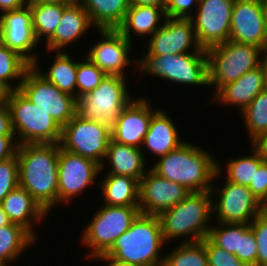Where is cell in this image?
<instances>
[{
    "instance_id": "1",
    "label": "cell",
    "mask_w": 267,
    "mask_h": 266,
    "mask_svg": "<svg viewBox=\"0 0 267 266\" xmlns=\"http://www.w3.org/2000/svg\"><path fill=\"white\" fill-rule=\"evenodd\" d=\"M60 144L18 146L19 186L49 214L58 204V159Z\"/></svg>"
},
{
    "instance_id": "2",
    "label": "cell",
    "mask_w": 267,
    "mask_h": 266,
    "mask_svg": "<svg viewBox=\"0 0 267 266\" xmlns=\"http://www.w3.org/2000/svg\"><path fill=\"white\" fill-rule=\"evenodd\" d=\"M158 159L149 168L160 177L180 184L190 192L211 191L213 181L220 178V160H216L214 154L198 144L186 141Z\"/></svg>"
},
{
    "instance_id": "3",
    "label": "cell",
    "mask_w": 267,
    "mask_h": 266,
    "mask_svg": "<svg viewBox=\"0 0 267 266\" xmlns=\"http://www.w3.org/2000/svg\"><path fill=\"white\" fill-rule=\"evenodd\" d=\"M163 245L159 217L140 213L104 256L130 266H162Z\"/></svg>"
},
{
    "instance_id": "4",
    "label": "cell",
    "mask_w": 267,
    "mask_h": 266,
    "mask_svg": "<svg viewBox=\"0 0 267 266\" xmlns=\"http://www.w3.org/2000/svg\"><path fill=\"white\" fill-rule=\"evenodd\" d=\"M212 200L211 191L191 192L177 205L161 213L158 217L165 243L179 238H185L182 243L206 238L213 224Z\"/></svg>"
},
{
    "instance_id": "5",
    "label": "cell",
    "mask_w": 267,
    "mask_h": 266,
    "mask_svg": "<svg viewBox=\"0 0 267 266\" xmlns=\"http://www.w3.org/2000/svg\"><path fill=\"white\" fill-rule=\"evenodd\" d=\"M137 68L142 75L155 76L176 85L209 87L207 50L179 55H141Z\"/></svg>"
},
{
    "instance_id": "6",
    "label": "cell",
    "mask_w": 267,
    "mask_h": 266,
    "mask_svg": "<svg viewBox=\"0 0 267 266\" xmlns=\"http://www.w3.org/2000/svg\"><path fill=\"white\" fill-rule=\"evenodd\" d=\"M265 51L254 44L231 40L207 49L209 88L213 96L226 84L235 82L249 70L261 65Z\"/></svg>"
},
{
    "instance_id": "7",
    "label": "cell",
    "mask_w": 267,
    "mask_h": 266,
    "mask_svg": "<svg viewBox=\"0 0 267 266\" xmlns=\"http://www.w3.org/2000/svg\"><path fill=\"white\" fill-rule=\"evenodd\" d=\"M139 214V206L104 204L99 207L81 233V243L89 249L84 259L92 261L104 255L116 239L130 228Z\"/></svg>"
},
{
    "instance_id": "8",
    "label": "cell",
    "mask_w": 267,
    "mask_h": 266,
    "mask_svg": "<svg viewBox=\"0 0 267 266\" xmlns=\"http://www.w3.org/2000/svg\"><path fill=\"white\" fill-rule=\"evenodd\" d=\"M8 107L19 145L60 143L62 126L19 90L12 91Z\"/></svg>"
},
{
    "instance_id": "9",
    "label": "cell",
    "mask_w": 267,
    "mask_h": 266,
    "mask_svg": "<svg viewBox=\"0 0 267 266\" xmlns=\"http://www.w3.org/2000/svg\"><path fill=\"white\" fill-rule=\"evenodd\" d=\"M126 81L120 75H107L94 90L77 99L76 114L83 120L112 127L133 98Z\"/></svg>"
},
{
    "instance_id": "10",
    "label": "cell",
    "mask_w": 267,
    "mask_h": 266,
    "mask_svg": "<svg viewBox=\"0 0 267 266\" xmlns=\"http://www.w3.org/2000/svg\"><path fill=\"white\" fill-rule=\"evenodd\" d=\"M18 90L62 127L76 115L77 98L60 91L41 76L33 66L25 72Z\"/></svg>"
},
{
    "instance_id": "11",
    "label": "cell",
    "mask_w": 267,
    "mask_h": 266,
    "mask_svg": "<svg viewBox=\"0 0 267 266\" xmlns=\"http://www.w3.org/2000/svg\"><path fill=\"white\" fill-rule=\"evenodd\" d=\"M215 183L212 184L211 194L216 222L250 224L262 212V204L248 186L230 182L226 178L220 187Z\"/></svg>"
},
{
    "instance_id": "12",
    "label": "cell",
    "mask_w": 267,
    "mask_h": 266,
    "mask_svg": "<svg viewBox=\"0 0 267 266\" xmlns=\"http://www.w3.org/2000/svg\"><path fill=\"white\" fill-rule=\"evenodd\" d=\"M112 139L111 127L88 120L77 114L62 127L60 147L66 151L90 158L100 165Z\"/></svg>"
},
{
    "instance_id": "13",
    "label": "cell",
    "mask_w": 267,
    "mask_h": 266,
    "mask_svg": "<svg viewBox=\"0 0 267 266\" xmlns=\"http://www.w3.org/2000/svg\"><path fill=\"white\" fill-rule=\"evenodd\" d=\"M101 173L96 161L76 155L60 147L58 159V204L69 205L86 188L95 185Z\"/></svg>"
},
{
    "instance_id": "14",
    "label": "cell",
    "mask_w": 267,
    "mask_h": 266,
    "mask_svg": "<svg viewBox=\"0 0 267 266\" xmlns=\"http://www.w3.org/2000/svg\"><path fill=\"white\" fill-rule=\"evenodd\" d=\"M235 0H199L193 22L197 40L203 49L229 40ZM197 11V12H196Z\"/></svg>"
},
{
    "instance_id": "15",
    "label": "cell",
    "mask_w": 267,
    "mask_h": 266,
    "mask_svg": "<svg viewBox=\"0 0 267 266\" xmlns=\"http://www.w3.org/2000/svg\"><path fill=\"white\" fill-rule=\"evenodd\" d=\"M149 38L147 45H144L143 50L146 49V52L143 51V55H179L200 53L203 50L191 19L167 17L164 24Z\"/></svg>"
},
{
    "instance_id": "16",
    "label": "cell",
    "mask_w": 267,
    "mask_h": 266,
    "mask_svg": "<svg viewBox=\"0 0 267 266\" xmlns=\"http://www.w3.org/2000/svg\"><path fill=\"white\" fill-rule=\"evenodd\" d=\"M97 31L100 39L85 56L107 75L127 77L125 68L131 64L137 67V60L133 59L132 63V59L129 58L133 42L127 40L117 29H97Z\"/></svg>"
},
{
    "instance_id": "17",
    "label": "cell",
    "mask_w": 267,
    "mask_h": 266,
    "mask_svg": "<svg viewBox=\"0 0 267 266\" xmlns=\"http://www.w3.org/2000/svg\"><path fill=\"white\" fill-rule=\"evenodd\" d=\"M229 40L254 44L267 52L264 0H235Z\"/></svg>"
},
{
    "instance_id": "18",
    "label": "cell",
    "mask_w": 267,
    "mask_h": 266,
    "mask_svg": "<svg viewBox=\"0 0 267 266\" xmlns=\"http://www.w3.org/2000/svg\"><path fill=\"white\" fill-rule=\"evenodd\" d=\"M0 42L18 52L31 65H39L40 57L35 50L39 43L33 32L32 14L28 4L21 9L5 11L0 15Z\"/></svg>"
},
{
    "instance_id": "19",
    "label": "cell",
    "mask_w": 267,
    "mask_h": 266,
    "mask_svg": "<svg viewBox=\"0 0 267 266\" xmlns=\"http://www.w3.org/2000/svg\"><path fill=\"white\" fill-rule=\"evenodd\" d=\"M190 193L184 186L160 177L149 168L140 180V213L159 216L177 205Z\"/></svg>"
},
{
    "instance_id": "20",
    "label": "cell",
    "mask_w": 267,
    "mask_h": 266,
    "mask_svg": "<svg viewBox=\"0 0 267 266\" xmlns=\"http://www.w3.org/2000/svg\"><path fill=\"white\" fill-rule=\"evenodd\" d=\"M147 99L144 96L134 97L122 110L116 123L111 127L113 141L137 148L142 147L152 115L158 110V108L154 110L149 98Z\"/></svg>"
},
{
    "instance_id": "21",
    "label": "cell",
    "mask_w": 267,
    "mask_h": 266,
    "mask_svg": "<svg viewBox=\"0 0 267 266\" xmlns=\"http://www.w3.org/2000/svg\"><path fill=\"white\" fill-rule=\"evenodd\" d=\"M94 27L88 13L77 1L69 4L63 11L61 21L54 34L46 41L47 54L63 50L71 43L77 42Z\"/></svg>"
},
{
    "instance_id": "22",
    "label": "cell",
    "mask_w": 267,
    "mask_h": 266,
    "mask_svg": "<svg viewBox=\"0 0 267 266\" xmlns=\"http://www.w3.org/2000/svg\"><path fill=\"white\" fill-rule=\"evenodd\" d=\"M264 71L262 65L249 70L235 82L223 86L212 98L224 106H234L239 114L249 103L265 89Z\"/></svg>"
},
{
    "instance_id": "23",
    "label": "cell",
    "mask_w": 267,
    "mask_h": 266,
    "mask_svg": "<svg viewBox=\"0 0 267 266\" xmlns=\"http://www.w3.org/2000/svg\"><path fill=\"white\" fill-rule=\"evenodd\" d=\"M0 203L11 223L24 227L38 238L34 227L49 214L24 188L16 187Z\"/></svg>"
},
{
    "instance_id": "24",
    "label": "cell",
    "mask_w": 267,
    "mask_h": 266,
    "mask_svg": "<svg viewBox=\"0 0 267 266\" xmlns=\"http://www.w3.org/2000/svg\"><path fill=\"white\" fill-rule=\"evenodd\" d=\"M144 151L130 145H124L110 140L105 159L101 164V172L106 168L105 174H118L133 177L139 182L146 174L147 158ZM108 163V165H107Z\"/></svg>"
},
{
    "instance_id": "25",
    "label": "cell",
    "mask_w": 267,
    "mask_h": 266,
    "mask_svg": "<svg viewBox=\"0 0 267 266\" xmlns=\"http://www.w3.org/2000/svg\"><path fill=\"white\" fill-rule=\"evenodd\" d=\"M163 109H158L150 120L141 150H148L157 158L180 147L184 141L177 126Z\"/></svg>"
},
{
    "instance_id": "26",
    "label": "cell",
    "mask_w": 267,
    "mask_h": 266,
    "mask_svg": "<svg viewBox=\"0 0 267 266\" xmlns=\"http://www.w3.org/2000/svg\"><path fill=\"white\" fill-rule=\"evenodd\" d=\"M166 18L165 7L130 4L124 21L117 30L132 42L133 35L141 38L152 36Z\"/></svg>"
},
{
    "instance_id": "27",
    "label": "cell",
    "mask_w": 267,
    "mask_h": 266,
    "mask_svg": "<svg viewBox=\"0 0 267 266\" xmlns=\"http://www.w3.org/2000/svg\"><path fill=\"white\" fill-rule=\"evenodd\" d=\"M97 183L103 204L109 206H139L140 182L130 176L105 174Z\"/></svg>"
},
{
    "instance_id": "28",
    "label": "cell",
    "mask_w": 267,
    "mask_h": 266,
    "mask_svg": "<svg viewBox=\"0 0 267 266\" xmlns=\"http://www.w3.org/2000/svg\"><path fill=\"white\" fill-rule=\"evenodd\" d=\"M97 29H117L124 21L130 0H77Z\"/></svg>"
},
{
    "instance_id": "29",
    "label": "cell",
    "mask_w": 267,
    "mask_h": 266,
    "mask_svg": "<svg viewBox=\"0 0 267 266\" xmlns=\"http://www.w3.org/2000/svg\"><path fill=\"white\" fill-rule=\"evenodd\" d=\"M53 53L56 56H54L53 62L46 73L38 66V64H33L32 66L41 76L48 82L54 84L60 91L77 98L76 80L78 60L76 61V59L71 56V52L56 51V53Z\"/></svg>"
},
{
    "instance_id": "30",
    "label": "cell",
    "mask_w": 267,
    "mask_h": 266,
    "mask_svg": "<svg viewBox=\"0 0 267 266\" xmlns=\"http://www.w3.org/2000/svg\"><path fill=\"white\" fill-rule=\"evenodd\" d=\"M36 238L24 227L10 223L0 227V266L17 261L22 252L35 244ZM19 257V258H18Z\"/></svg>"
},
{
    "instance_id": "31",
    "label": "cell",
    "mask_w": 267,
    "mask_h": 266,
    "mask_svg": "<svg viewBox=\"0 0 267 266\" xmlns=\"http://www.w3.org/2000/svg\"><path fill=\"white\" fill-rule=\"evenodd\" d=\"M28 5L32 14V28L35 38L40 44L45 37L46 42L54 34L61 21L63 11L69 4L28 2Z\"/></svg>"
},
{
    "instance_id": "32",
    "label": "cell",
    "mask_w": 267,
    "mask_h": 266,
    "mask_svg": "<svg viewBox=\"0 0 267 266\" xmlns=\"http://www.w3.org/2000/svg\"><path fill=\"white\" fill-rule=\"evenodd\" d=\"M249 155H239V157L232 158L226 161L224 167L218 162V170L220 174H224L225 178L233 183L249 186L253 177L257 172L258 167L264 162L260 157L259 152L250 144ZM223 169V170H222ZM223 173H222V172Z\"/></svg>"
},
{
    "instance_id": "33",
    "label": "cell",
    "mask_w": 267,
    "mask_h": 266,
    "mask_svg": "<svg viewBox=\"0 0 267 266\" xmlns=\"http://www.w3.org/2000/svg\"><path fill=\"white\" fill-rule=\"evenodd\" d=\"M31 66L18 52L0 42V82L7 84L12 90H18L25 72Z\"/></svg>"
},
{
    "instance_id": "34",
    "label": "cell",
    "mask_w": 267,
    "mask_h": 266,
    "mask_svg": "<svg viewBox=\"0 0 267 266\" xmlns=\"http://www.w3.org/2000/svg\"><path fill=\"white\" fill-rule=\"evenodd\" d=\"M252 143L260 135L267 133V90L260 92L240 113Z\"/></svg>"
},
{
    "instance_id": "35",
    "label": "cell",
    "mask_w": 267,
    "mask_h": 266,
    "mask_svg": "<svg viewBox=\"0 0 267 266\" xmlns=\"http://www.w3.org/2000/svg\"><path fill=\"white\" fill-rule=\"evenodd\" d=\"M180 243L164 254L162 266H208L205 246L201 241Z\"/></svg>"
},
{
    "instance_id": "36",
    "label": "cell",
    "mask_w": 267,
    "mask_h": 266,
    "mask_svg": "<svg viewBox=\"0 0 267 266\" xmlns=\"http://www.w3.org/2000/svg\"><path fill=\"white\" fill-rule=\"evenodd\" d=\"M210 227L207 238L228 253L236 254L240 244V223H219Z\"/></svg>"
},
{
    "instance_id": "37",
    "label": "cell",
    "mask_w": 267,
    "mask_h": 266,
    "mask_svg": "<svg viewBox=\"0 0 267 266\" xmlns=\"http://www.w3.org/2000/svg\"><path fill=\"white\" fill-rule=\"evenodd\" d=\"M85 60L78 61L77 66V99L94 90L107 76L86 56Z\"/></svg>"
},
{
    "instance_id": "38",
    "label": "cell",
    "mask_w": 267,
    "mask_h": 266,
    "mask_svg": "<svg viewBox=\"0 0 267 266\" xmlns=\"http://www.w3.org/2000/svg\"><path fill=\"white\" fill-rule=\"evenodd\" d=\"M19 186V165L17 154L0 161V202L16 187Z\"/></svg>"
},
{
    "instance_id": "39",
    "label": "cell",
    "mask_w": 267,
    "mask_h": 266,
    "mask_svg": "<svg viewBox=\"0 0 267 266\" xmlns=\"http://www.w3.org/2000/svg\"><path fill=\"white\" fill-rule=\"evenodd\" d=\"M235 255L247 266H256L257 244L250 224L240 223L239 251H236Z\"/></svg>"
},
{
    "instance_id": "40",
    "label": "cell",
    "mask_w": 267,
    "mask_h": 266,
    "mask_svg": "<svg viewBox=\"0 0 267 266\" xmlns=\"http://www.w3.org/2000/svg\"><path fill=\"white\" fill-rule=\"evenodd\" d=\"M250 228L254 232L257 244L256 266H267V213L261 212L250 223Z\"/></svg>"
},
{
    "instance_id": "41",
    "label": "cell",
    "mask_w": 267,
    "mask_h": 266,
    "mask_svg": "<svg viewBox=\"0 0 267 266\" xmlns=\"http://www.w3.org/2000/svg\"><path fill=\"white\" fill-rule=\"evenodd\" d=\"M201 242L205 246L208 266H247L236 255L214 245L207 237Z\"/></svg>"
},
{
    "instance_id": "42",
    "label": "cell",
    "mask_w": 267,
    "mask_h": 266,
    "mask_svg": "<svg viewBox=\"0 0 267 266\" xmlns=\"http://www.w3.org/2000/svg\"><path fill=\"white\" fill-rule=\"evenodd\" d=\"M198 4L199 0H165V14L168 18L190 19Z\"/></svg>"
},
{
    "instance_id": "43",
    "label": "cell",
    "mask_w": 267,
    "mask_h": 266,
    "mask_svg": "<svg viewBox=\"0 0 267 266\" xmlns=\"http://www.w3.org/2000/svg\"><path fill=\"white\" fill-rule=\"evenodd\" d=\"M248 188L262 204L267 198V163L263 162L257 169Z\"/></svg>"
},
{
    "instance_id": "44",
    "label": "cell",
    "mask_w": 267,
    "mask_h": 266,
    "mask_svg": "<svg viewBox=\"0 0 267 266\" xmlns=\"http://www.w3.org/2000/svg\"><path fill=\"white\" fill-rule=\"evenodd\" d=\"M18 146L16 136H0V161L14 157Z\"/></svg>"
},
{
    "instance_id": "45",
    "label": "cell",
    "mask_w": 267,
    "mask_h": 266,
    "mask_svg": "<svg viewBox=\"0 0 267 266\" xmlns=\"http://www.w3.org/2000/svg\"><path fill=\"white\" fill-rule=\"evenodd\" d=\"M0 136H15L8 105L0 107Z\"/></svg>"
},
{
    "instance_id": "46",
    "label": "cell",
    "mask_w": 267,
    "mask_h": 266,
    "mask_svg": "<svg viewBox=\"0 0 267 266\" xmlns=\"http://www.w3.org/2000/svg\"><path fill=\"white\" fill-rule=\"evenodd\" d=\"M27 4L28 0H0V15L5 11L21 9Z\"/></svg>"
},
{
    "instance_id": "47",
    "label": "cell",
    "mask_w": 267,
    "mask_h": 266,
    "mask_svg": "<svg viewBox=\"0 0 267 266\" xmlns=\"http://www.w3.org/2000/svg\"><path fill=\"white\" fill-rule=\"evenodd\" d=\"M251 145L259 152L262 160L267 163V133L260 135Z\"/></svg>"
},
{
    "instance_id": "48",
    "label": "cell",
    "mask_w": 267,
    "mask_h": 266,
    "mask_svg": "<svg viewBox=\"0 0 267 266\" xmlns=\"http://www.w3.org/2000/svg\"><path fill=\"white\" fill-rule=\"evenodd\" d=\"M12 91L7 84L0 82V107L8 105Z\"/></svg>"
},
{
    "instance_id": "49",
    "label": "cell",
    "mask_w": 267,
    "mask_h": 266,
    "mask_svg": "<svg viewBox=\"0 0 267 266\" xmlns=\"http://www.w3.org/2000/svg\"><path fill=\"white\" fill-rule=\"evenodd\" d=\"M130 4L165 7V0H130Z\"/></svg>"
},
{
    "instance_id": "50",
    "label": "cell",
    "mask_w": 267,
    "mask_h": 266,
    "mask_svg": "<svg viewBox=\"0 0 267 266\" xmlns=\"http://www.w3.org/2000/svg\"><path fill=\"white\" fill-rule=\"evenodd\" d=\"M94 260H96V261L101 260L103 262H106L108 264V266H130L127 264H121V263L115 262L112 259L105 257L104 255L98 256Z\"/></svg>"
},
{
    "instance_id": "51",
    "label": "cell",
    "mask_w": 267,
    "mask_h": 266,
    "mask_svg": "<svg viewBox=\"0 0 267 266\" xmlns=\"http://www.w3.org/2000/svg\"><path fill=\"white\" fill-rule=\"evenodd\" d=\"M28 2L72 4L77 0H28Z\"/></svg>"
},
{
    "instance_id": "52",
    "label": "cell",
    "mask_w": 267,
    "mask_h": 266,
    "mask_svg": "<svg viewBox=\"0 0 267 266\" xmlns=\"http://www.w3.org/2000/svg\"><path fill=\"white\" fill-rule=\"evenodd\" d=\"M11 222L8 219V216L6 215V213L4 212L2 205L0 203V227L1 226H6L8 224H10Z\"/></svg>"
},
{
    "instance_id": "53",
    "label": "cell",
    "mask_w": 267,
    "mask_h": 266,
    "mask_svg": "<svg viewBox=\"0 0 267 266\" xmlns=\"http://www.w3.org/2000/svg\"><path fill=\"white\" fill-rule=\"evenodd\" d=\"M261 65L264 71L265 90H267V52L264 53Z\"/></svg>"
},
{
    "instance_id": "54",
    "label": "cell",
    "mask_w": 267,
    "mask_h": 266,
    "mask_svg": "<svg viewBox=\"0 0 267 266\" xmlns=\"http://www.w3.org/2000/svg\"><path fill=\"white\" fill-rule=\"evenodd\" d=\"M262 212L267 213V198L262 203Z\"/></svg>"
},
{
    "instance_id": "55",
    "label": "cell",
    "mask_w": 267,
    "mask_h": 266,
    "mask_svg": "<svg viewBox=\"0 0 267 266\" xmlns=\"http://www.w3.org/2000/svg\"><path fill=\"white\" fill-rule=\"evenodd\" d=\"M264 10H265L266 27H267V0H264Z\"/></svg>"
}]
</instances>
